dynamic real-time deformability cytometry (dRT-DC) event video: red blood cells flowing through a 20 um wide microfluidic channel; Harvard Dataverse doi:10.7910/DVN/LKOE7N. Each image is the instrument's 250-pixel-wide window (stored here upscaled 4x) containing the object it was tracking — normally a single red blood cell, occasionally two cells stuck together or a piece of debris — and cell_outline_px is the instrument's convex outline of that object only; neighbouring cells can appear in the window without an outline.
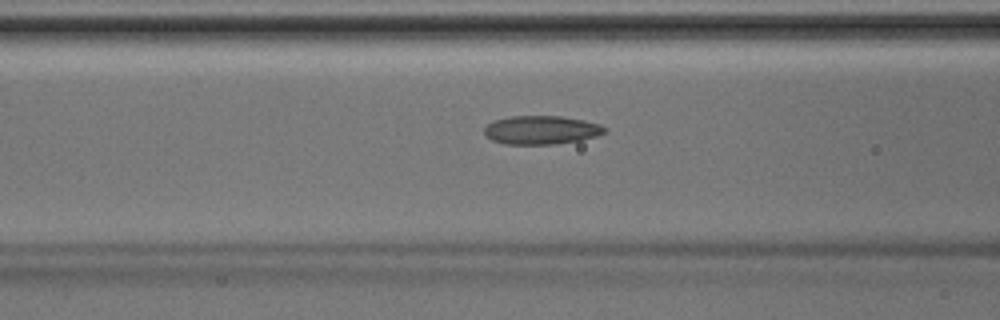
{"species": "Egyptian fruit bat (a non-hibernating species)", "species_latin": "Rousettus aegyptiacus", "temperature_condition": "room temperature", "stored_images_in_passage": 44, "camera_frame_rate_fps": 3000, "um_per_image_px": 0.085, "animal": {"sex": "male"}, "frame": {"image": 1, "passage_image": 18, "time_ms": 5.667, "image_size_px": [1000, 320], "cell_outline_px": [[608, 128], [604, 132], [596, 136], [580, 140], [556, 144], [504, 144], [492, 140], [484, 136], [484, 128], [492, 120], [512, 116], [560, 116], [584, 120], [600, 124]], "centroid_in_image_um": [45.98, 11.05], "position_along_channel_um": 120.6, "area_um2": 20.17}}
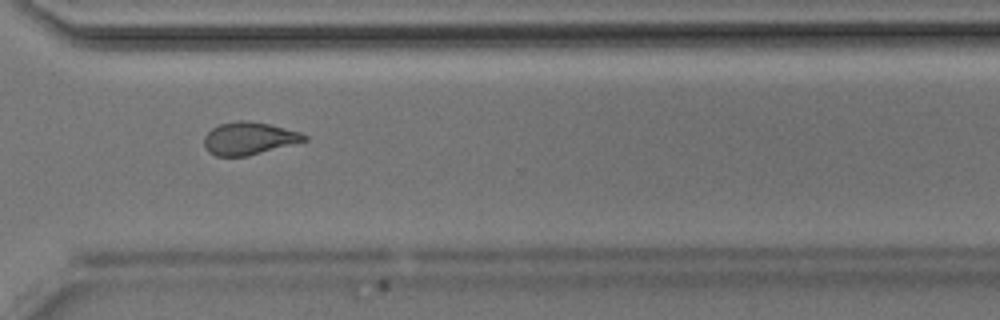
{"frame": {"image": 2, "passage_image": 33, "time_ms": 10.667, "image_size_px": [1000, 320], "cell_outline_px": [[308, 140], [248, 156], [216, 156], [208, 152], [204, 144], [204, 136], [212, 128], [220, 124], [236, 120], [248, 120], [268, 124], [300, 132], [308, 136]], "centroid_in_image_um": [21.15, 11.76], "position_along_channel_um": 349.5, "area_um2": 19.02}}
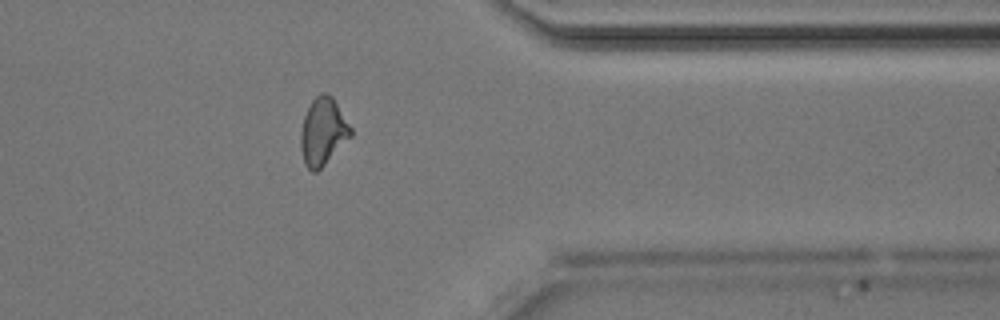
{"frame": {"image": 3, "passage_image": 36, "time_ms": 11.667, "image_size_px": [1000, 320], "cell_outline_px": [[352, 136], [316, 172], [312, 172], [304, 164], [300, 148], [300, 132], [304, 116], [312, 100], [320, 92], [324, 92], [332, 96], [352, 128]], "centroid_in_image_um": [27.44, 11.18], "position_along_channel_um": 384.0, "area_um2": 19.59}}